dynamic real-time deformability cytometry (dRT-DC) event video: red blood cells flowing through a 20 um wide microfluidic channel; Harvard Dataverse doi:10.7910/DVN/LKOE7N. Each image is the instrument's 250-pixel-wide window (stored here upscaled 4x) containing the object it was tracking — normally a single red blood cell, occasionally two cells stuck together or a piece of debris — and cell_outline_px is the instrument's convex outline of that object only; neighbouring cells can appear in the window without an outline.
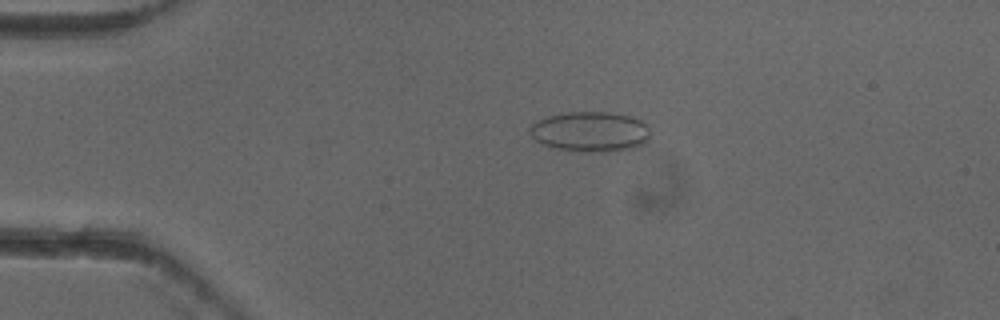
{"species": "common noctule bat (a hibernating species)", "species_latin": "Nyctalus noctula", "temperature_condition": "cold", "stored_images_in_passage": 6, "camera_frame_rate_fps": 3000, "um_per_image_px": 0.085, "animal": {"sex": "female"}, "frame": {"image": 1, "passage_image": 4, "time_ms": 1.0, "image_size_px": [1000, 320], "cell_outline_px": [[648, 140], [644, 144], [632, 148], [608, 152], [584, 152], [556, 148], [544, 144], [536, 140], [528, 132], [528, 128], [532, 124], [544, 116], [568, 112], [608, 112], [628, 116], [640, 120], [648, 128]], "centroid_in_image_um": [50.14, 11.19], "position_along_channel_um": 34.9, "area_um2": 28.15}}